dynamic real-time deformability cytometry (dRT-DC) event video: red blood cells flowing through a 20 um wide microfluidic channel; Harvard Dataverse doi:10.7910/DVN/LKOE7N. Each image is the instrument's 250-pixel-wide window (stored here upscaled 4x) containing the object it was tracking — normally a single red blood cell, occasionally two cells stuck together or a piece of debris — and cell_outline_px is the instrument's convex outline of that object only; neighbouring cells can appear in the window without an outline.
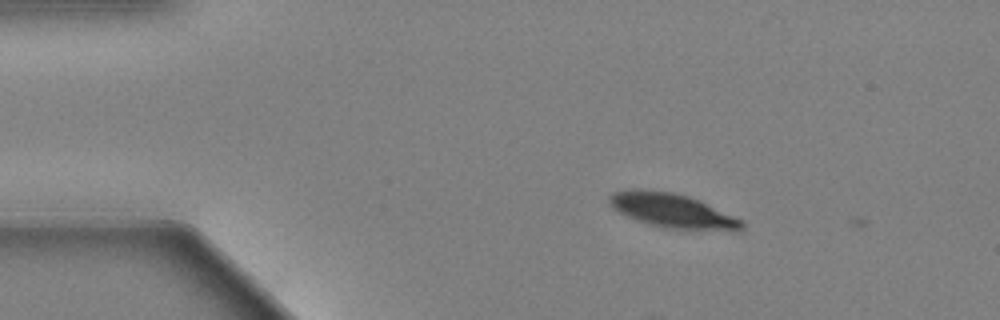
{"species": "Egyptian fruit bat (a non-hibernating species)", "species_latin": "Rousettus aegyptiacus", "temperature_condition": "warm", "stored_images_in_passage": 9, "camera_frame_rate_fps": 3000, "um_per_image_px": 0.085, "animal": {"sex": "female"}, "frame": {"image": 1, "passage_image": 4, "time_ms": 1.0, "image_size_px": [1000, 320], "cell_outline_px": [[744, 228], [740, 232], [732, 232], [664, 228], [648, 224], [636, 220], [612, 208], [608, 204], [608, 196], [612, 192], [632, 188], [644, 188], [672, 192], [688, 196], [700, 200], [744, 220]], "centroid_in_image_um": [57.2, 17.92], "position_along_channel_um": 27.8, "area_um2": 27.34}}